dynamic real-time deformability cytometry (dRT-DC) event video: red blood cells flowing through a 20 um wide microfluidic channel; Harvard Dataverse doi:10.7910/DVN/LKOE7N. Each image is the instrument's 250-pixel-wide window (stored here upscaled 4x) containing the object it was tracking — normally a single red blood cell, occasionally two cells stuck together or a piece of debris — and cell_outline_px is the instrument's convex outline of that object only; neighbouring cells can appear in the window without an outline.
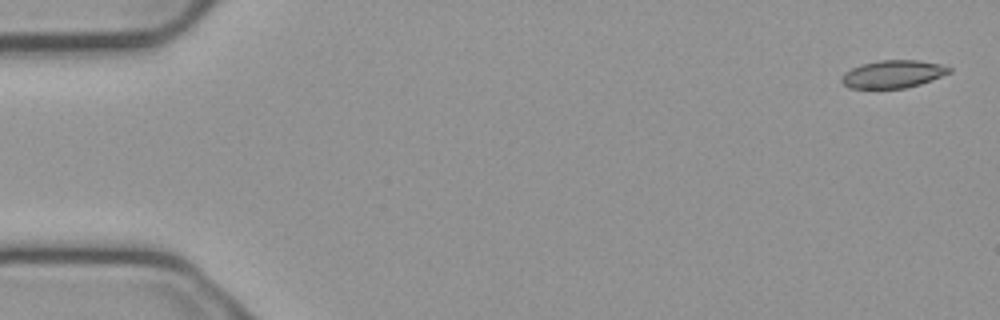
{"species": "common noctule bat (a hibernating species)", "species_latin": "Nyctalus noctula", "temperature_condition": "cold", "stored_images_in_passage": 5, "camera_frame_rate_fps": 3000, "um_per_image_px": 0.085, "animal": {"sex": "male", "body_mass_g": 23.1, "forearm_length_mm": 52.7}, "frame": {"image": 1, "passage_image": 1, "time_ms": 0.0, "image_size_px": [1000, 320], "cell_outline_px": [[952, 72], [920, 84], [904, 88], [848, 88], [840, 80], [844, 72], [860, 64], [880, 60], [920, 60], [940, 64], [952, 68]], "centroid_in_image_um": [75.9, 6.29], "position_along_channel_um": 9.1, "area_um2": 17.4}}
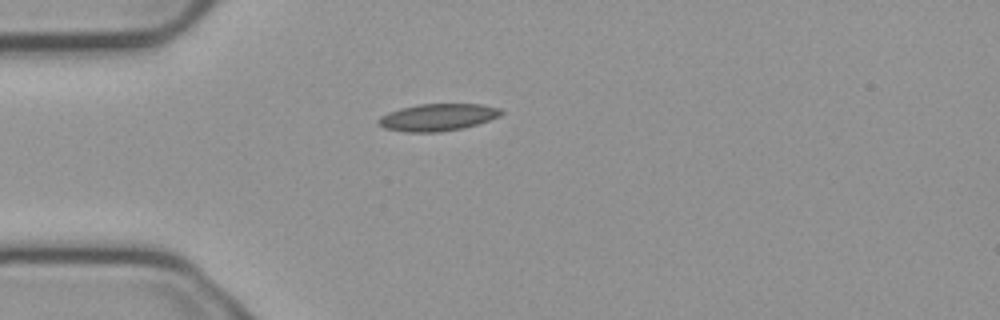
{"frame": {"image": 2, "passage_image": 5, "time_ms": 1.333, "image_size_px": [1000, 320], "cell_outline_px": [[504, 112], [500, 116], [464, 128], [440, 132], [408, 132], [384, 128], [376, 120], [380, 116], [388, 112], [400, 108], [420, 104], [480, 104], [500, 108]], "centroid_in_image_um": [37.2, 9.96], "position_along_channel_um": 47.8, "area_um2": 19.36}}